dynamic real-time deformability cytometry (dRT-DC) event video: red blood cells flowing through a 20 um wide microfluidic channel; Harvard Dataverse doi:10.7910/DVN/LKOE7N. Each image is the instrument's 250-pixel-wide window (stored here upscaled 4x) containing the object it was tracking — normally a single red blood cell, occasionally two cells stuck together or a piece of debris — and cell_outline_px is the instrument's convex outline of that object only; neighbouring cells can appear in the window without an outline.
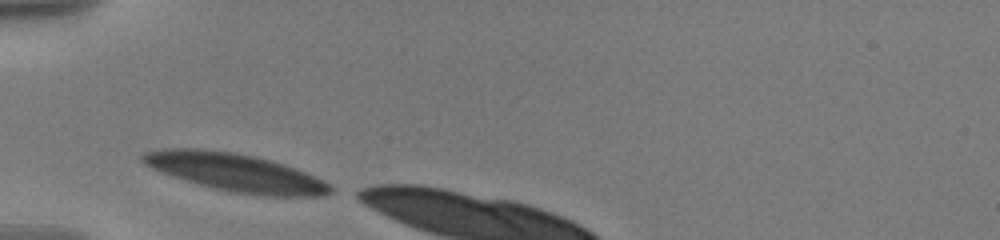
{"species": "human", "species_latin": "Homo sapiens", "temperature_condition": "warm", "stored_images_in_passage": 5, "camera_frame_rate_fps": 3000, "um_per_image_px": 0.085, "donor": {"sex": "male"}, "frame": {"image": 1, "passage_image": 1, "time_ms": 0.0, "image_size_px": [1000, 240], "cell_outline_px": [[336, 188], [332, 192], [324, 196], [268, 196], [236, 192], [216, 188], [200, 184], [152, 168], [144, 164], [140, 160], [140, 156], [144, 152], [160, 148], [204, 148], [232, 152], [256, 156], [272, 160], [296, 168], [324, 180], [332, 184]], "centroid_in_image_um": [20.08, 14.64], "position_along_channel_um": 64.9, "area_um2": 41.44}}